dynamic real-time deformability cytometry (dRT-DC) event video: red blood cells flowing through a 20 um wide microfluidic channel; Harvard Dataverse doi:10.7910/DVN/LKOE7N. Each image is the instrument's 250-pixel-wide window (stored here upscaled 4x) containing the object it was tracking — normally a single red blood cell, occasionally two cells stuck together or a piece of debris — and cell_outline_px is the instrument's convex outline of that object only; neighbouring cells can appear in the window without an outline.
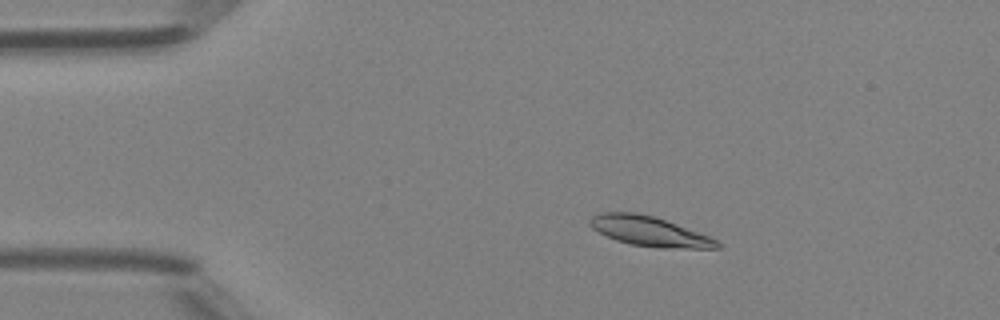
{"species": "Egyptian fruit bat (a non-hibernating species)", "species_latin": "Rousettus aegyptiacus", "temperature_condition": "room temperature", "stored_images_in_passage": 48, "camera_frame_rate_fps": 3000, "um_per_image_px": 0.085, "animal": {"sex": "female"}, "frame": {"image": 1, "passage_image": 8, "time_ms": 2.333, "image_size_px": [1000, 320], "cell_outline_px": [[720, 248], [656, 248], [632, 244], [616, 240], [592, 228], [588, 224], [588, 220], [592, 216], [600, 212], [636, 212], [652, 216], [712, 236], [720, 244]], "centroid_in_image_um": [55.2, 19.66], "position_along_channel_um": 29.8, "area_um2": 22.02}}
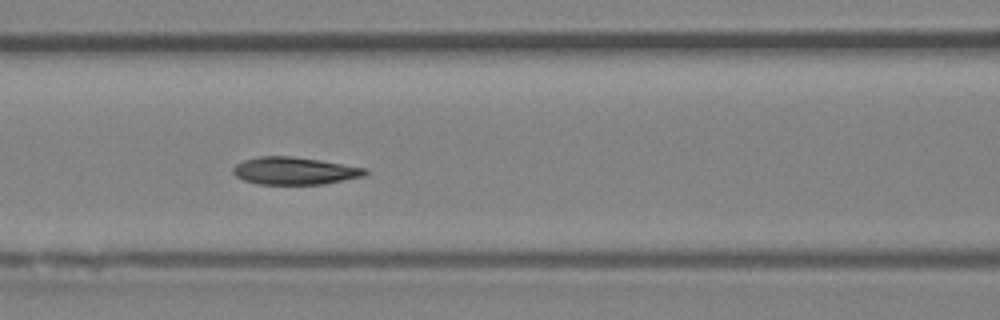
{"frame": {"image": 2, "passage_image": 20, "time_ms": 6.333, "image_size_px": [1000, 320], "cell_outline_px": [[368, 172], [364, 176], [324, 184], [256, 184], [244, 180], [236, 176], [232, 172], [232, 168], [236, 164], [244, 160], [260, 156], [292, 156], [320, 160], [368, 168]], "centroid_in_image_um": [25.04, 14.52], "position_along_channel_um": 141.6, "area_um2": 21.21}}
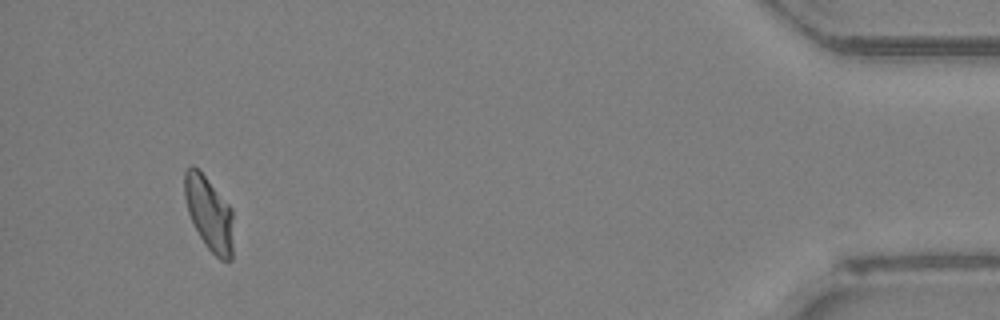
{"frame": {"image": 3, "passage_image": 45, "time_ms": 14.667, "image_size_px": [1000, 320], "cell_outline_px": [[232, 260], [220, 260], [208, 248], [200, 236], [188, 212], [184, 196], [184, 172], [192, 164], [204, 176], [232, 208]], "centroid_in_image_um": [17.77, 18.15], "position_along_channel_um": 417.4, "area_um2": 20.58}, "authors_computed_cell_mechanics": {"area_um2": 21.5594, "velocity_mm_per_s": 4.1842, "shape_relaxation_time_tau1_ms": 6.5293, "shape_relaxation_time_tau2_ms": 1.75, "deformation_change_tau1": 0.1843, "deformation_change_tau2": 0.059}}